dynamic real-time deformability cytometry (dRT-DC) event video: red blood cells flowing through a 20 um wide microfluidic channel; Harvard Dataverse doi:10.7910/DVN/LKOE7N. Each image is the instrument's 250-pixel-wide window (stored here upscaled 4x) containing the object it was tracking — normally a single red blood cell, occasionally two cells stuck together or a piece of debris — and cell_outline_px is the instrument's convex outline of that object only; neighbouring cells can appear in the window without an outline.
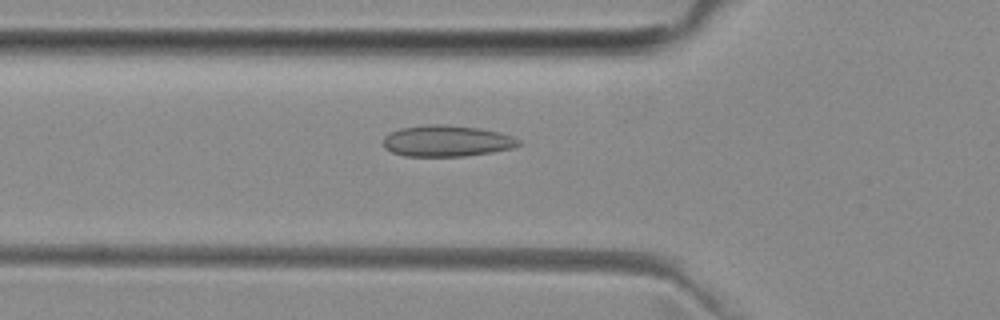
{"species": "common noctule bat (a hibernating species)", "species_latin": "Nyctalus noctula", "temperature_condition": "room temperature", "stored_images_in_passage": 49, "camera_frame_rate_fps": 3000, "um_per_image_px": 0.085, "animal": {"sex": "female", "body_mass_g": 29.2, "forearm_length_mm": 56.3}, "frame": {"image": 1, "passage_image": 15, "time_ms": 4.667, "image_size_px": [1000, 320], "cell_outline_px": [[520, 144], [512, 148], [492, 152], [464, 156], [404, 156], [392, 152], [384, 148], [384, 136], [400, 128], [428, 124], [448, 124], [480, 128], [512, 136], [520, 140]], "centroid_in_image_um": [37.96, 11.98], "position_along_channel_um": 87.8, "area_um2": 24.62}}
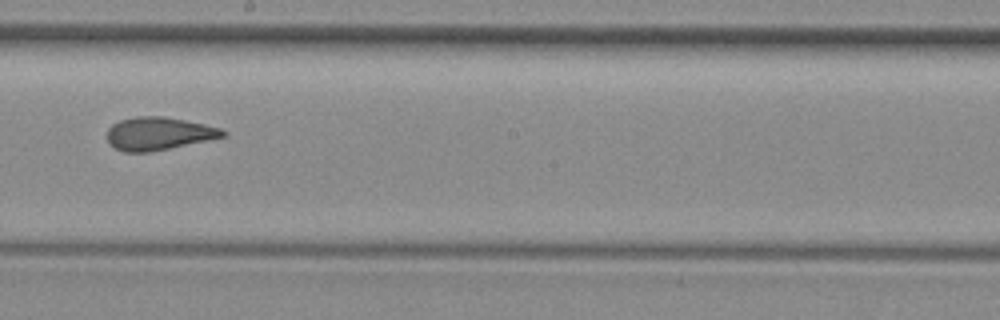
{"frame": {"image": 2, "passage_image": 26, "time_ms": 8.333, "image_size_px": [1000, 320], "cell_outline_px": [[228, 136], [148, 152], [124, 152], [108, 144], [108, 128], [112, 124], [120, 120], [136, 116], [164, 116], [204, 124], [220, 128], [228, 132]], "centroid_in_image_um": [13.48, 11.35], "position_along_channel_um": 234.7, "area_um2": 22.14}}
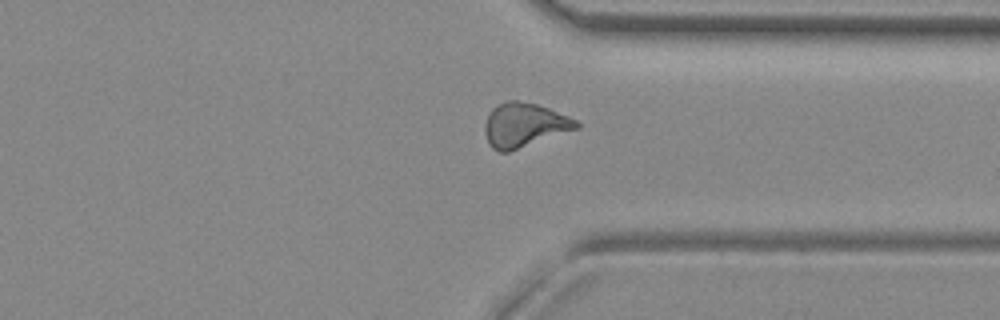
{"frame": {"image": 3, "passage_image": 36, "time_ms": 11.667, "image_size_px": [1000, 320], "cell_outline_px": [[580, 128], [508, 152], [500, 152], [492, 148], [488, 144], [484, 132], [484, 124], [488, 112], [492, 108], [508, 100], [516, 100], [536, 104], [548, 108], [568, 116], [576, 120], [580, 124]], "centroid_in_image_um": [44.54, 10.64], "position_along_channel_um": 366.9, "area_um2": 23.64}, "authors_computed_cell_mechanics": {"area_um2": 23.1778, "velocity_mm_per_s": 3.9857, "shape_relaxation_time_tau1_ms": null, "shape_relaxation_time_tau2_ms": 1.3753, "deformation_change_tau1": null, "deformation_change_tau2": 0.0893}}